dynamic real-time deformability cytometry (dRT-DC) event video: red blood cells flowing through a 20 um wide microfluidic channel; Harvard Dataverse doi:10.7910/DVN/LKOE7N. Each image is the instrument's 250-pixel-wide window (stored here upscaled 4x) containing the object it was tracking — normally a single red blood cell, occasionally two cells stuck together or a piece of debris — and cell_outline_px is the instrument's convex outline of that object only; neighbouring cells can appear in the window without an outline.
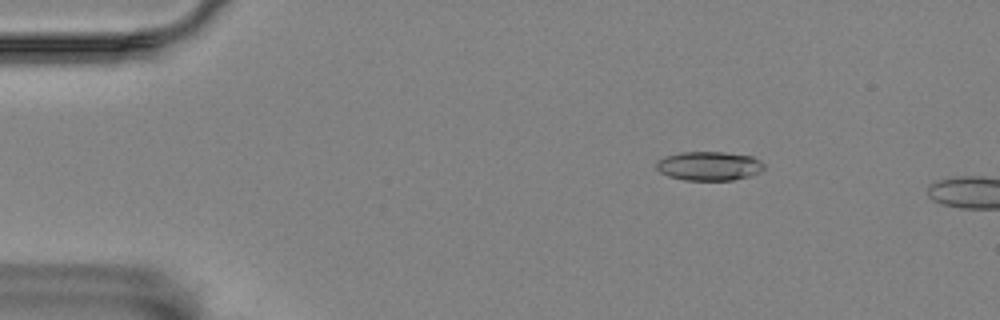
{"species": "Egyptian fruit bat (a non-hibernating species)", "species_latin": "Rousettus aegyptiacus", "temperature_condition": "room temperature", "stored_images_in_passage": 47, "camera_frame_rate_fps": 3000, "um_per_image_px": 0.085, "animal": {"sex": "female"}, "frame": {"image": 1, "passage_image": 2, "time_ms": 0.333, "image_size_px": [1000, 320], "cell_outline_px": [[764, 168], [760, 172], [748, 176], [732, 180], [684, 180], [668, 176], [660, 172], [656, 168], [656, 160], [664, 156], [680, 152], [724, 152], [752, 156], [760, 160], [764, 164]], "centroid_in_image_um": [60.24, 14.1], "position_along_channel_um": 24.8, "area_um2": 18.32}}
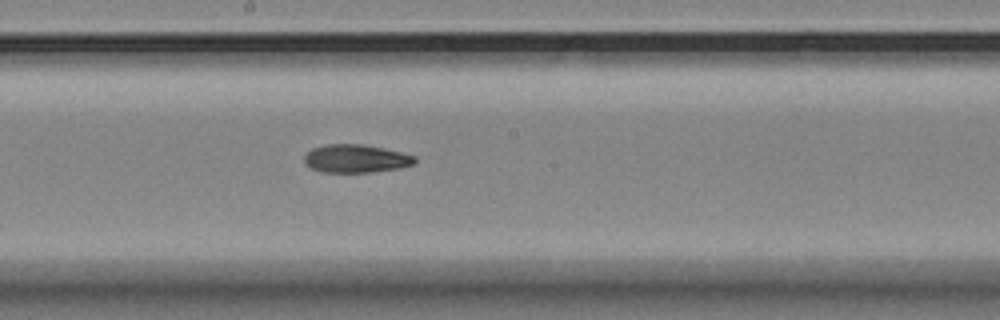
{"frame": {"image": 2, "passage_image": 24, "time_ms": 7.667, "image_size_px": [1000, 320], "cell_outline_px": [[416, 164], [400, 168], [372, 172], [324, 172], [312, 168], [304, 160], [304, 156], [312, 148], [328, 144], [364, 144], [384, 148], [416, 156]], "centroid_in_image_um": [30.3, 13.48], "position_along_channel_um": 217.9, "area_um2": 18.09}}
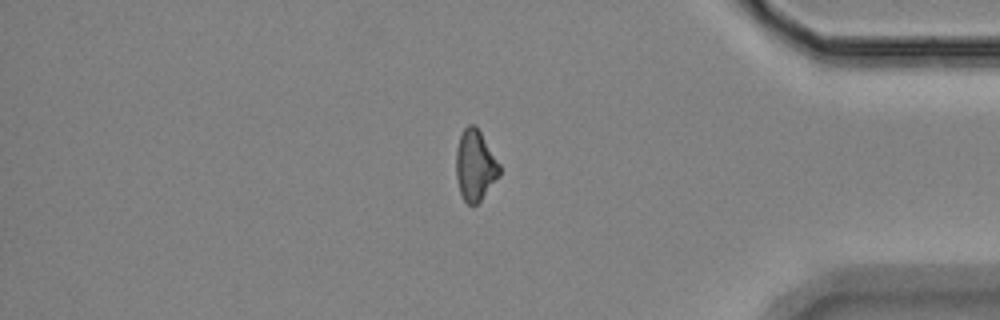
{"frame": {"image": 3, "passage_image": 41, "time_ms": 13.333, "image_size_px": [1000, 320], "cell_outline_px": [[500, 176], [480, 200], [476, 204], [468, 204], [464, 200], [460, 192], [456, 176], [456, 148], [460, 136], [464, 128], [468, 124], [476, 124], [500, 164]], "centroid_in_image_um": [40.39, 14.03], "position_along_channel_um": 394.8, "area_um2": 17.92}}